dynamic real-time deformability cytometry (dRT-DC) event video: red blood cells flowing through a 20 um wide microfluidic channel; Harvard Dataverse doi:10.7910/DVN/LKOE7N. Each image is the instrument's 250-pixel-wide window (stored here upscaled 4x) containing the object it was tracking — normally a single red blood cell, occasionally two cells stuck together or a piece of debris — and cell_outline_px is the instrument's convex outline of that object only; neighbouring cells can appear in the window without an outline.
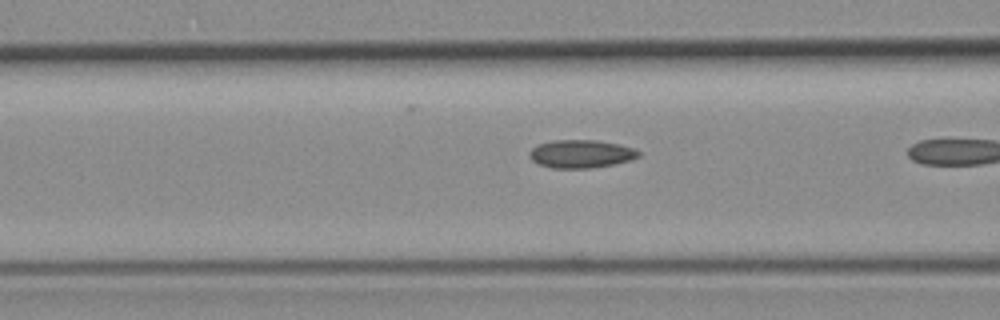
{"species": "common noctule bat (a hibernating species)", "species_latin": "Nyctalus noctula", "temperature_condition": "room temperature", "stored_images_in_passage": 17, "camera_frame_rate_fps": 3000, "um_per_image_px": 0.085, "animal": {"sex": "female", "body_mass_g": 19.3, "forearm_length_mm": 54.1}, "frame": {"image": 1, "passage_image": 16, "time_ms": 5.0, "image_size_px": [1000, 320], "cell_outline_px": [[640, 156], [632, 160], [592, 168], [552, 168], [540, 164], [532, 160], [528, 156], [528, 152], [536, 144], [552, 140], [596, 140], [620, 144], [636, 148], [640, 152]], "centroid_in_image_um": [49.39, 13.07], "position_along_channel_um": 117.2, "area_um2": 18.09}}